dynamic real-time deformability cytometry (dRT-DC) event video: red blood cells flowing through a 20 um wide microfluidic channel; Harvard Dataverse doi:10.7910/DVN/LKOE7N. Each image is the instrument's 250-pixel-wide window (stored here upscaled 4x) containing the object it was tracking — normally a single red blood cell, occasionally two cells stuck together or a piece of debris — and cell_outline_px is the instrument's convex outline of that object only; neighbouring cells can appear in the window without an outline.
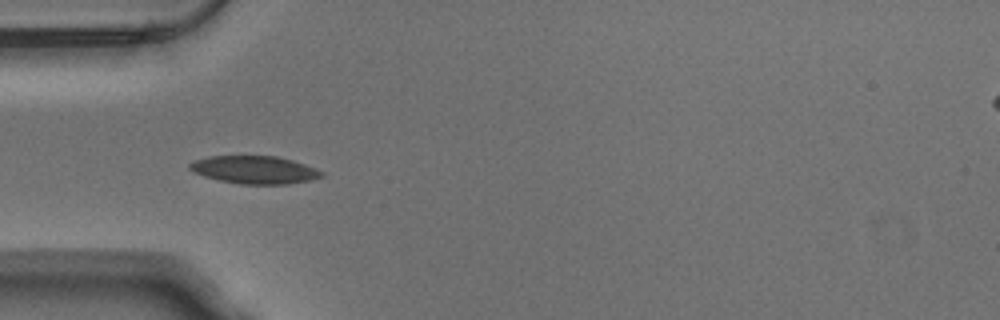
{"species": "Egyptian fruit bat (a non-hibernating species)", "species_latin": "Rousettus aegyptiacus", "temperature_condition": "warm", "stored_images_in_passage": 10, "camera_frame_rate_fps": 3000, "um_per_image_px": 0.085, "animal": {"sex": "male"}, "frame": {"image": 1, "passage_image": 4, "time_ms": 1.0, "image_size_px": [1000, 320], "cell_outline_px": [[324, 176], [312, 180], [288, 184], [240, 184], [220, 180], [204, 176], [188, 168], [188, 164], [196, 160], [208, 156], [276, 156], [292, 160], [304, 164], [324, 172]], "centroid_in_image_um": [21.66, 14.43], "position_along_channel_um": 63.3, "area_um2": 21.27}}
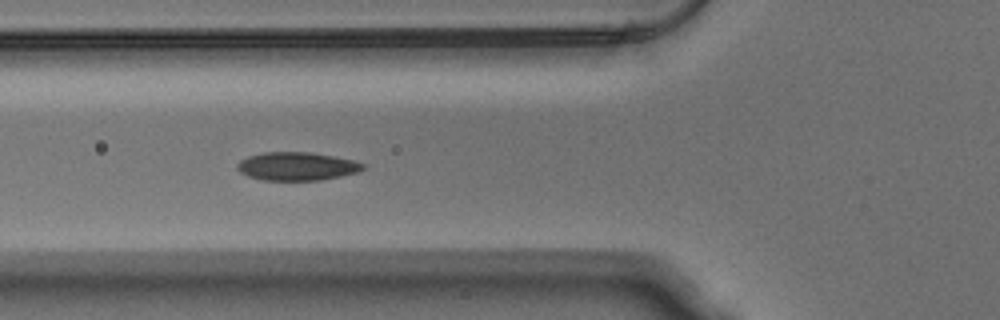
{"frame": {"image": 2, "passage_image": 7, "time_ms": 2.0, "image_size_px": [1000, 320], "cell_outline_px": [[368, 164], [360, 172], [320, 180], [264, 180], [248, 176], [240, 172], [236, 168], [236, 164], [240, 160], [248, 156], [264, 152], [308, 152], [332, 156], [352, 160]], "centroid_in_image_um": [25.24, 14.13], "position_along_channel_um": 100.6, "area_um2": 20.75}}
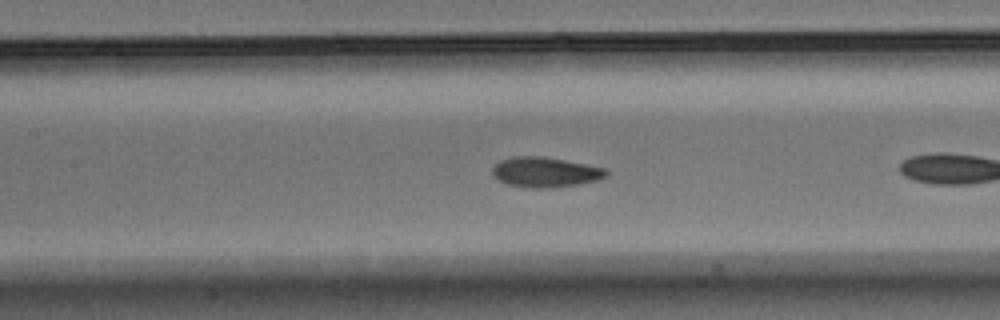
{"frame": {"image": 3, "passage_image": 9, "time_ms": 2.667, "image_size_px": [1000, 320], "cell_outline_px": [[608, 176], [596, 180], [580, 184], [552, 188], [532, 188], [508, 184], [496, 180], [492, 172], [492, 168], [500, 160], [512, 156], [544, 156], [604, 168], [608, 172]], "centroid_in_image_um": [46.32, 14.63], "position_along_channel_um": 161.1, "area_um2": 20.0}}